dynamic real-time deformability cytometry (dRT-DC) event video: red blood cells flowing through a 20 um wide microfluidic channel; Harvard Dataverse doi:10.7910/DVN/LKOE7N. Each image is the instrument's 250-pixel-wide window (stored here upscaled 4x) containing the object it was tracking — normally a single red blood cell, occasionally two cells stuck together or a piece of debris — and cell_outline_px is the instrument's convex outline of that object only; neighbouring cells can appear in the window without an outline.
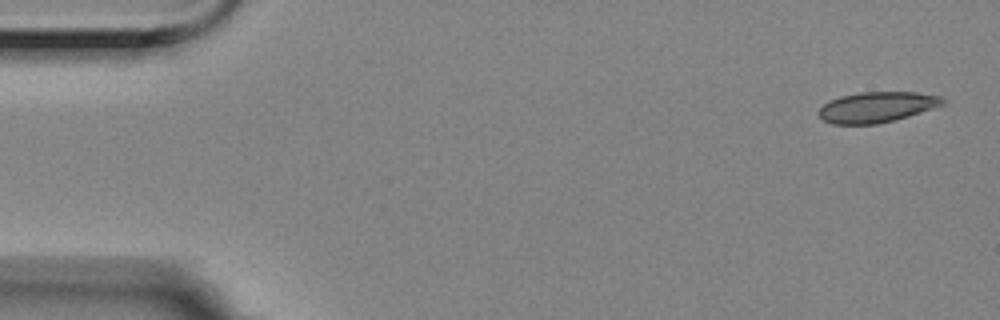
{"species": "Egyptian fruit bat (a non-hibernating species)", "species_latin": "Rousettus aegyptiacus", "temperature_condition": "room temperature", "stored_images_in_passage": 5, "camera_frame_rate_fps": 3000, "um_per_image_px": 0.085, "animal": {"sex": "female"}, "frame": {"image": 1, "passage_image": 1, "time_ms": 0.0, "image_size_px": [1000, 320], "cell_outline_px": [[944, 104], [908, 116], [876, 124], [832, 124], [824, 120], [816, 112], [828, 100], [840, 96], [860, 92], [916, 92], [940, 96], [944, 100]], "centroid_in_image_um": [74.48, 9.09], "position_along_channel_um": 10.5, "area_um2": 21.91}}